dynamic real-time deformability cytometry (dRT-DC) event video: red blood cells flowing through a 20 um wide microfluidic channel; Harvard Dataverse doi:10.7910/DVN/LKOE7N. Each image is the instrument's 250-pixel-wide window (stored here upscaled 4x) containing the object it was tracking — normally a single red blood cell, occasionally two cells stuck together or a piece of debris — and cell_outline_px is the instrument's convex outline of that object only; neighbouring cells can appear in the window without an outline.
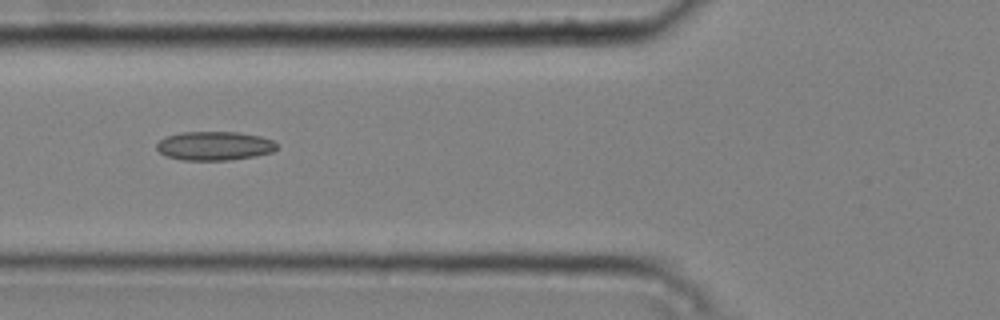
{"species": "common noctule bat (a hibernating species)", "species_latin": "Nyctalus noctula", "temperature_condition": "cold", "stored_images_in_passage": 9, "camera_frame_rate_fps": 3000, "um_per_image_px": 0.085, "animal": {"sex": "male", "body_mass_g": 20.4}, "frame": {"image": 1, "passage_image": 4, "time_ms": 1.0, "image_size_px": [1000, 320], "cell_outline_px": [[276, 148], [272, 152], [256, 156], [228, 160], [180, 160], [168, 156], [160, 152], [156, 148], [156, 144], [164, 136], [180, 132], [240, 132], [260, 136], [272, 140], [276, 144]], "centroid_in_image_um": [18.2, 12.39], "position_along_channel_um": 107.6, "area_um2": 20.29}}
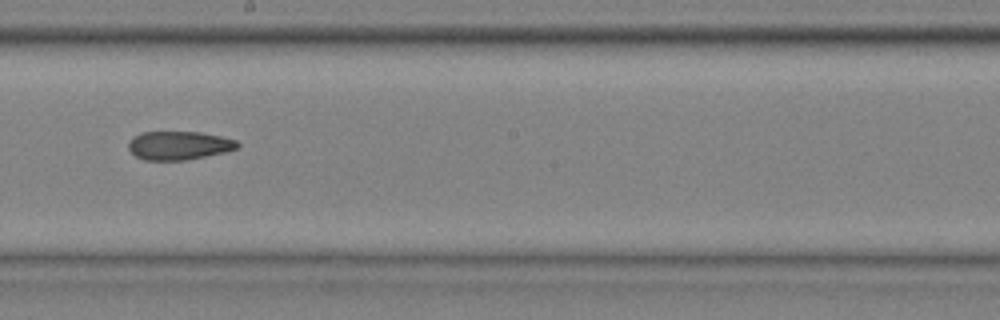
{"frame": {"image": 2, "passage_image": 7, "time_ms": 2.0, "image_size_px": [1000, 320], "cell_outline_px": [[240, 144], [236, 148], [224, 152], [184, 160], [144, 160], [136, 156], [128, 148], [128, 140], [132, 136], [140, 132], [200, 132], [220, 136], [236, 140]], "centroid_in_image_um": [15.15, 12.35], "position_along_channel_um": 233.0, "area_um2": 18.09}}
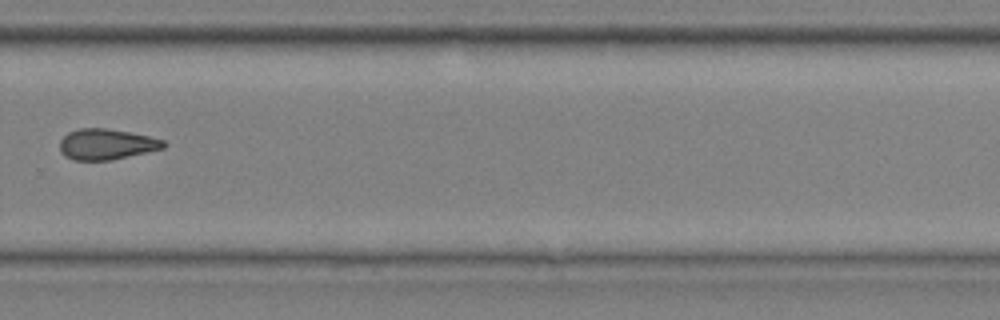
{"frame": {"image": 3, "passage_image": 9, "time_ms": 2.667, "image_size_px": [1000, 320], "cell_outline_px": [[168, 144], [164, 148], [112, 160], [72, 160], [64, 156], [60, 152], [60, 140], [68, 132], [80, 128], [104, 128], [128, 132], [148, 136], [164, 140]], "centroid_in_image_um": [9.03, 12.27], "position_along_channel_um": 320.8, "area_um2": 18.61}}